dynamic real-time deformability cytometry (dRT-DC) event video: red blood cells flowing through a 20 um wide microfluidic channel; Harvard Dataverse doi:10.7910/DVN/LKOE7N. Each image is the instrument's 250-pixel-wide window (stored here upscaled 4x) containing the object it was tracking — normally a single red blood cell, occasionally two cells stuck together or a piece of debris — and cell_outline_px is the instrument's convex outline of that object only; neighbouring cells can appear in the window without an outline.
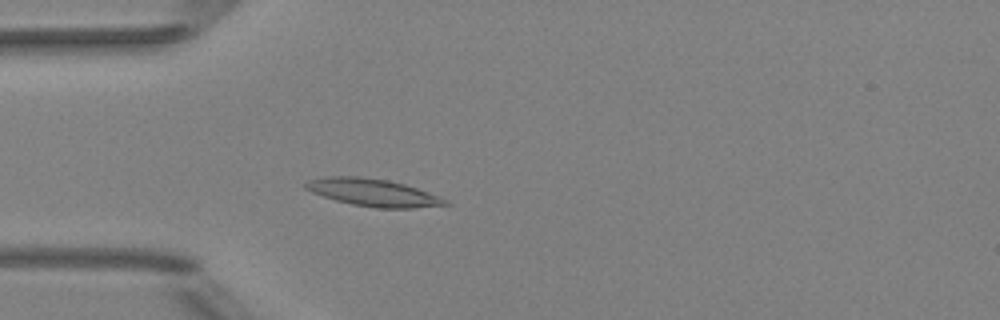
{"species": "Egyptian fruit bat (a non-hibernating species)", "species_latin": "Rousettus aegyptiacus", "temperature_condition": "room temperature", "stored_images_in_passage": 49, "camera_frame_rate_fps": 3000, "um_per_image_px": 0.085, "animal": {"sex": "female"}, "frame": {"image": 1, "passage_image": 13, "time_ms": 4.0, "image_size_px": [1000, 320], "cell_outline_px": [[452, 204], [412, 208], [376, 208], [352, 204], [336, 200], [312, 192], [304, 188], [300, 184], [308, 180], [324, 176], [356, 176], [388, 180], [404, 184], [440, 196], [448, 200]], "centroid_in_image_um": [31.68, 16.36], "position_along_channel_um": 53.3, "area_um2": 22.37}}
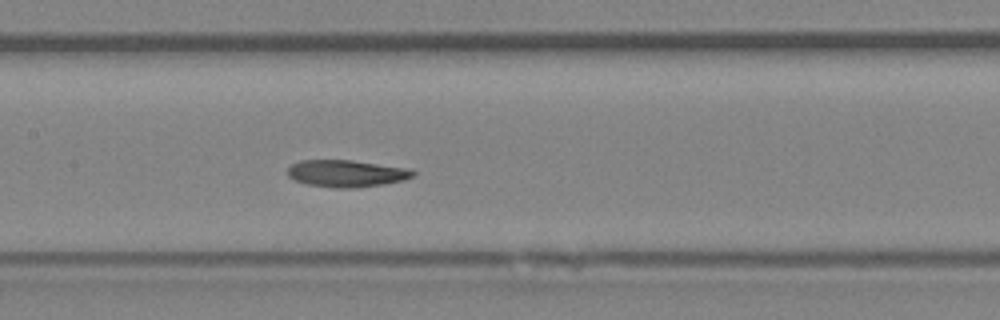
{"frame": {"image": 2, "passage_image": 23, "time_ms": 7.333, "image_size_px": [1000, 320], "cell_outline_px": [[416, 176], [404, 180], [384, 184], [356, 188], [336, 188], [308, 184], [296, 180], [288, 176], [288, 168], [292, 164], [300, 160], [352, 160], [412, 168], [416, 172]], "centroid_in_image_um": [29.53, 14.74], "position_along_channel_um": 177.9, "area_um2": 19.94}}
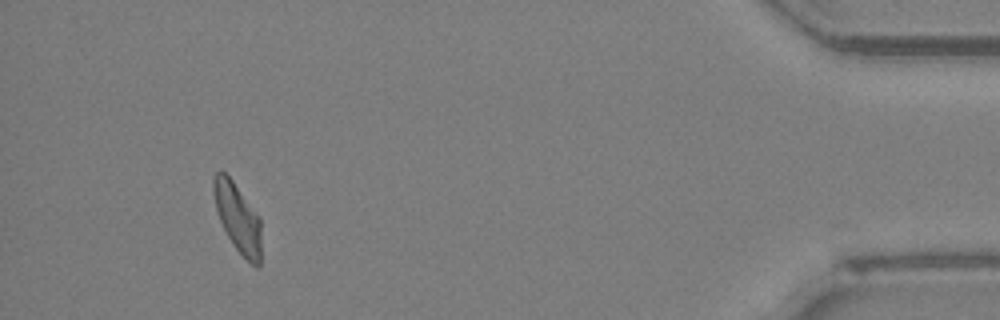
{"frame": {"image": 3, "passage_image": 46, "time_ms": 15.0, "image_size_px": [1000, 320], "cell_outline_px": [[260, 264], [256, 268], [232, 244], [220, 220], [216, 208], [212, 192], [212, 180], [216, 172], [220, 168], [232, 180], [260, 216]], "centroid_in_image_um": [20.19, 18.46], "position_along_channel_um": 415.0, "area_um2": 19.02}, "authors_computed_cell_mechanics": {"area_um2": 19.7676, "velocity_mm_per_s": 3.9806, "shape_relaxation_time_tau1_ms": 5.4233, "shape_relaxation_time_tau2_ms": 2.6686, "deformation_change_tau1": 0.157, "deformation_change_tau2": 0.0718}}